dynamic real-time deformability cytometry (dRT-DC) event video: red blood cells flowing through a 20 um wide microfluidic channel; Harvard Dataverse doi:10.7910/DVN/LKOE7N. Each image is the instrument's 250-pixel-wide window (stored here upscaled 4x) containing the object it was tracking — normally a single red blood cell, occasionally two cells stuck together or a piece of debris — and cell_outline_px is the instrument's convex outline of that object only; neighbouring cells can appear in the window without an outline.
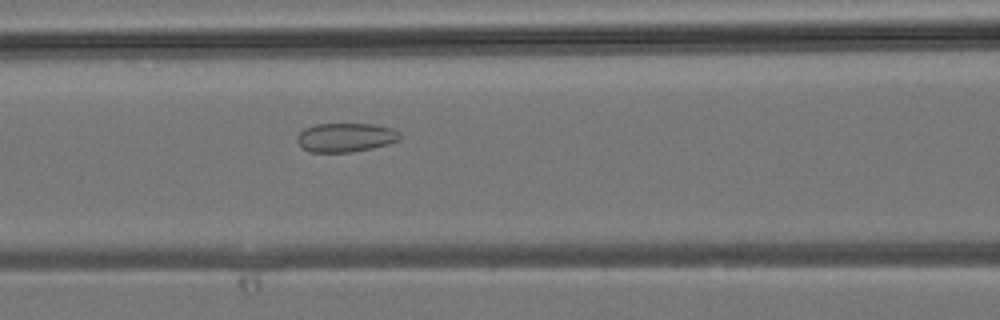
{"species": "common noctule bat (a hibernating species)", "species_latin": "Nyctalus noctula", "temperature_condition": "room temperature", "stored_images_in_passage": 38, "camera_frame_rate_fps": 3000, "um_per_image_px": 0.085, "animal": {"sex": "male", "body_mass_g": 19.2, "forearm_length_mm": 51.8}, "frame": {"image": 1, "passage_image": 16, "time_ms": 5.0, "image_size_px": [1000, 320], "cell_outline_px": [[404, 136], [400, 140], [388, 144], [372, 148], [352, 152], [312, 152], [304, 148], [296, 140], [296, 136], [304, 128], [316, 124], [372, 124], [392, 128], [400, 132]], "centroid_in_image_um": [29.42, 11.68], "position_along_channel_um": 137.2, "area_um2": 17.46}}
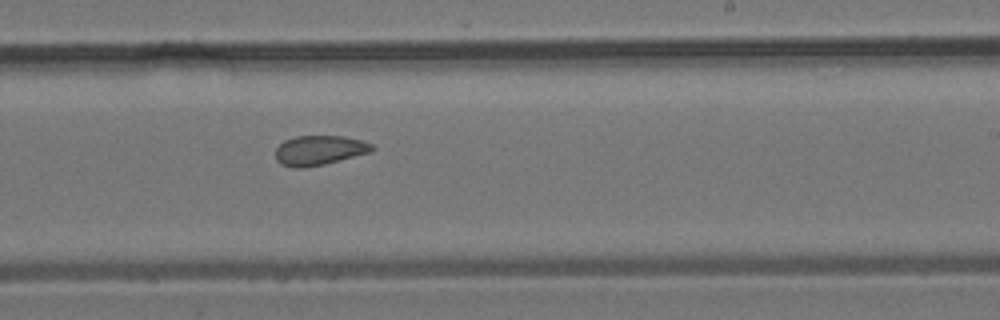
{"frame": {"image": 2, "passage_image": 23, "time_ms": 7.333, "image_size_px": [1000, 320], "cell_outline_px": [[376, 148], [372, 152], [324, 164], [304, 168], [292, 168], [280, 164], [276, 160], [276, 148], [284, 140], [296, 136], [344, 136], [360, 140], [372, 144]], "centroid_in_image_um": [27.14, 12.78], "position_along_channel_um": 261.9, "area_um2": 16.82}}
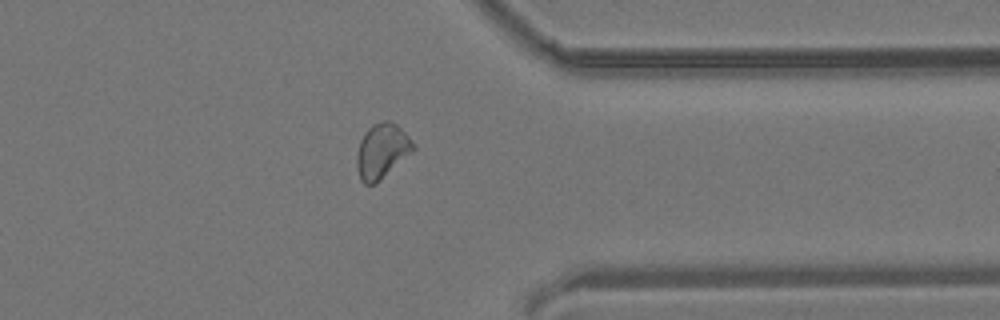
{"frame": {"image": 3, "passage_image": 30, "time_ms": 9.667, "image_size_px": [1000, 320], "cell_outline_px": [[416, 148], [412, 152], [376, 184], [364, 184], [360, 180], [356, 168], [356, 156], [360, 140], [364, 132], [372, 124], [384, 120], [392, 120], [416, 144]], "centroid_in_image_um": [32.45, 12.83], "position_along_channel_um": 379.0, "area_um2": 18.26}}